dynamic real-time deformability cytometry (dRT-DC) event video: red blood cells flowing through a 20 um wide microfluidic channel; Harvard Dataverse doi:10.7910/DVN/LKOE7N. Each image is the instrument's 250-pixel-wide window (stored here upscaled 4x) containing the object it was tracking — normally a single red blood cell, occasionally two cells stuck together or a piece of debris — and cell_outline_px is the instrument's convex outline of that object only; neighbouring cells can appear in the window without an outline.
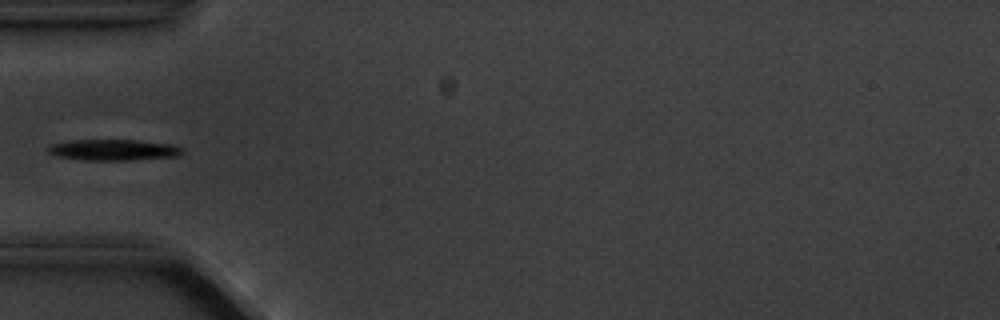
{"species": "common noctule bat (a hibernating species)", "species_latin": "Nyctalus noctula", "temperature_condition": "cold", "stored_images_in_passage": 6, "camera_frame_rate_fps": 3000, "um_per_image_px": 0.085, "animal": {"sex": "male", "body_mass_g": 20.1, "forearm_length_mm": 53.5}, "frame": {"image": 1, "passage_image": 6, "time_ms": 6.0, "image_size_px": [1000, 320], "cell_outline_px": [[184, 152], [180, 156], [132, 160], [84, 160], [56, 156], [48, 152], [48, 144], [72, 140], [136, 140], [176, 144], [184, 148]], "centroid_in_image_um": [9.71, 12.74], "position_along_channel_um": 75.3, "area_um2": 16.76}}